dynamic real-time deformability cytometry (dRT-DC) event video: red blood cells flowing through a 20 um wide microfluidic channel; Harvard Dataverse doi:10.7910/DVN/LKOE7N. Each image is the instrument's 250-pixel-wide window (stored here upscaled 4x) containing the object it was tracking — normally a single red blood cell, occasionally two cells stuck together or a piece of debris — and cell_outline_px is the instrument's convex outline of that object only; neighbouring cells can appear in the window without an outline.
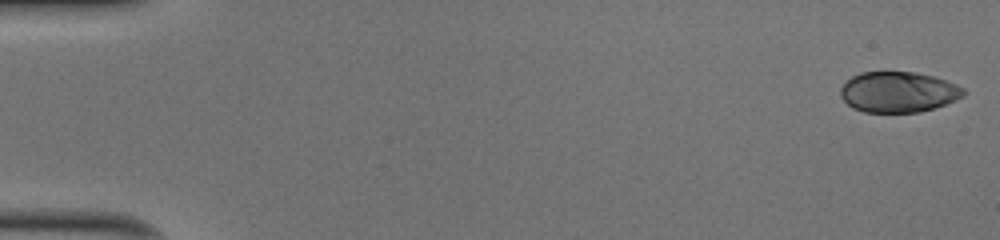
{"species": "human", "species_latin": "Homo sapiens", "temperature_condition": "cold", "stored_images_in_passage": 51, "camera_frame_rate_fps": 3000, "um_per_image_px": 0.085, "donor": {"sex": "male"}, "frame": {"image": 1, "passage_image": 1, "time_ms": 0.0, "image_size_px": [1000, 240], "cell_outline_px": [[968, 92], [964, 96], [956, 100], [920, 112], [864, 112], [852, 108], [840, 96], [840, 88], [852, 76], [860, 72], [916, 72], [936, 76], [956, 84], [964, 88]], "centroid_in_image_um": [76.38, 7.81], "position_along_channel_um": 8.6, "area_um2": 29.3}}
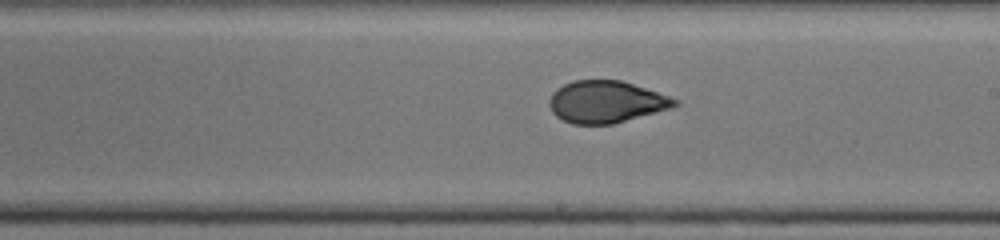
{"frame": {"image": 2, "passage_image": 30, "time_ms": 9.667, "image_size_px": [1000, 240], "cell_outline_px": [[680, 104], [672, 108], [612, 124], [572, 124], [556, 116], [552, 112], [548, 104], [552, 92], [556, 88], [572, 80], [620, 80], [680, 100]], "centroid_in_image_um": [51.5, 8.66], "position_along_channel_um": 237.5, "area_um2": 30.63}}
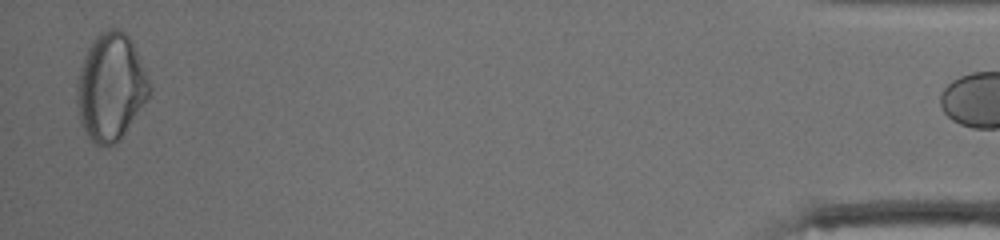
{"frame": {"image": 3, "passage_image": 50, "time_ms": 16.333, "image_size_px": [1000, 240], "cell_outline_px": [[152, 92], [120, 140], [116, 144], [108, 148], [96, 144], [84, 132], [80, 120], [76, 96], [76, 92], [80, 68], [84, 56], [92, 40], [100, 32], [108, 28], [116, 28], [124, 32], [132, 40], [152, 84]], "centroid_in_image_um": [9.44, 7.41], "position_along_channel_um": 425.8, "area_um2": 45.66}}